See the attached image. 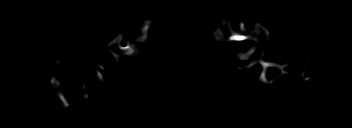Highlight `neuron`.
<instances>
[{
  "instance_id": "neuron-1",
  "label": "neuron",
  "mask_w": 352,
  "mask_h": 128,
  "mask_svg": "<svg viewBox=\"0 0 352 128\" xmlns=\"http://www.w3.org/2000/svg\"><path fill=\"white\" fill-rule=\"evenodd\" d=\"M216 23V28L212 31L211 29H207L209 33L213 32L214 35H216L217 41L221 42H243V41H250L253 40L254 43L247 49V51L242 52V53H235V62L233 63L234 66L237 68V71H241L243 69H247L252 67L255 64H259L262 68V72L256 79V83H265V84H271L275 80L272 79L270 81L267 80L266 78V67L267 66H275L280 69V74L281 75H286L292 68L294 67H289V69H285L286 64H277L275 62H269L265 59V50L267 49V39L269 37V31L267 27H264V25L257 24L255 29L251 32H248L245 27H244V22H240V29L238 32H234L233 29L231 28V21L228 20H215ZM152 24L151 20H145L144 21V26L140 29V34L137 39L133 40L132 42L128 39L120 40L121 45H119V38L117 37L113 41L109 42L105 48L111 52V56L114 58L115 63L117 64L118 68L120 71H122V58H132L136 56L139 53V50L146 44V39L149 37V28ZM136 27H132L130 29V32L132 35L136 34ZM312 46L316 47L317 43L316 41H313L311 43ZM307 61L303 65V73L301 74L298 83L294 86L292 90H289L288 93L295 91L297 88L300 87L301 83L304 81L308 80V77L313 75L315 73V70L319 67L317 64L311 63L313 59L315 58L313 54H309L307 56ZM247 61L248 65L245 66H238V61ZM45 64L48 67H52V70L50 72V88L49 92L52 96H54L56 99L59 100V102L68 109L71 113H76L77 108H74L71 102L68 99V96L71 93H78L80 89L82 91H87L88 88L86 85H82V88H77L75 86H72L73 88H69L66 91H63L60 88V85L58 83V80L60 77L57 79L54 78V72L56 70V66L58 64V60L54 62L46 61ZM326 69V66H322L320 68V75H324V71ZM83 72L89 73L91 72L100 82H102V85L105 87L106 82L104 77L102 76V73L104 71H107L108 73H112V69H107V67L101 66L94 64V69L91 70L90 68H85L82 69ZM96 118L92 117L91 119L88 120L89 124H94L96 122Z\"/></svg>"
}]
</instances>
